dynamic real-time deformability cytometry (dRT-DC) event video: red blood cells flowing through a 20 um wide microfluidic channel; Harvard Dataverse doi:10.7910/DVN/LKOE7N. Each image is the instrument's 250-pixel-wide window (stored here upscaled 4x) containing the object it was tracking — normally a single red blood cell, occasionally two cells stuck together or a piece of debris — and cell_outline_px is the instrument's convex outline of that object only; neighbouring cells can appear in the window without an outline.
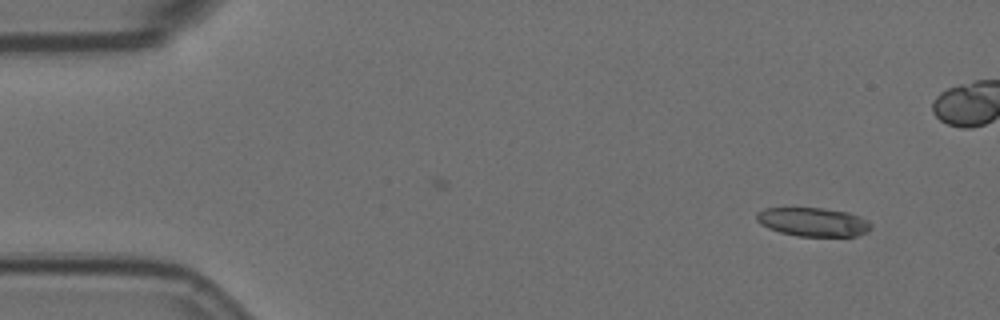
{"species": "Egyptian fruit bat (a non-hibernating species)", "species_latin": "Rousettus aegyptiacus", "temperature_condition": "room temperature", "stored_images_in_passage": 46, "camera_frame_rate_fps": 3000, "um_per_image_px": 0.085, "animal": {"sex": "female"}, "frame": {"image": 1, "passage_image": 1, "time_ms": 0.0, "image_size_px": [1000, 320], "cell_outline_px": [[872, 228], [868, 232], [856, 236], [796, 236], [780, 232], [768, 228], [760, 224], [756, 220], [756, 212], [764, 208], [824, 208], [848, 212], [868, 220], [872, 224]], "centroid_in_image_um": [69.12, 18.87], "position_along_channel_um": 15.9, "area_um2": 19.36}}
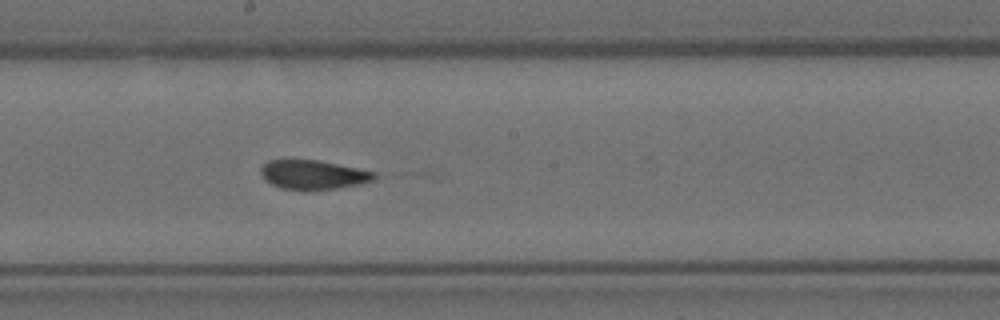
{"frame": {"image": 2, "passage_image": 27, "time_ms": 8.667, "image_size_px": [1000, 320], "cell_outline_px": [[380, 176], [372, 180], [360, 184], [336, 188], [308, 192], [280, 188], [264, 180], [260, 172], [260, 168], [268, 160], [316, 160], [376, 172]], "centroid_in_image_um": [26.6, 14.88], "position_along_channel_um": 221.6, "area_um2": 19.59}}
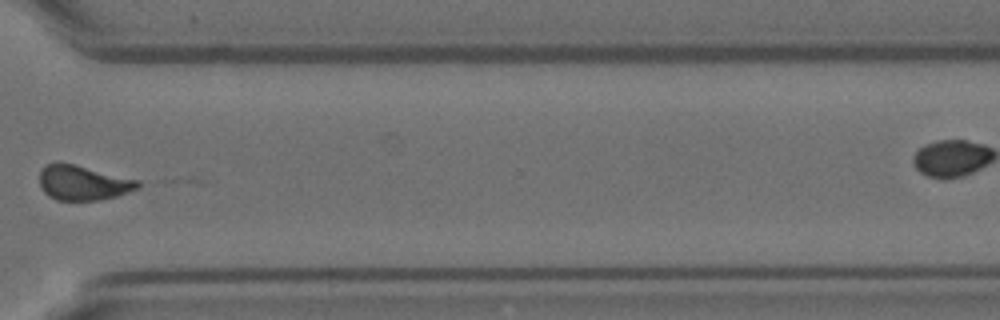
{"frame": {"image": 3, "passage_image": 39, "time_ms": 12.667, "image_size_px": [1000, 320], "cell_outline_px": [[140, 188], [116, 196], [100, 200], [56, 200], [48, 196], [44, 192], [40, 184], [40, 168], [48, 164], [76, 164], [140, 180]], "centroid_in_image_um": [7.09, 15.54], "position_along_channel_um": 363.5, "area_um2": 19.94}, "authors_computed_cell_mechanics": {"area_um2": 20.23, "velocity_mm_per_s": 3.5591, "shape_relaxation_time_tau1_ms": null, "shape_relaxation_time_tau2_ms": 2.6854, "deformation_change_tau1": null, "deformation_change_tau2": 0.0703}}